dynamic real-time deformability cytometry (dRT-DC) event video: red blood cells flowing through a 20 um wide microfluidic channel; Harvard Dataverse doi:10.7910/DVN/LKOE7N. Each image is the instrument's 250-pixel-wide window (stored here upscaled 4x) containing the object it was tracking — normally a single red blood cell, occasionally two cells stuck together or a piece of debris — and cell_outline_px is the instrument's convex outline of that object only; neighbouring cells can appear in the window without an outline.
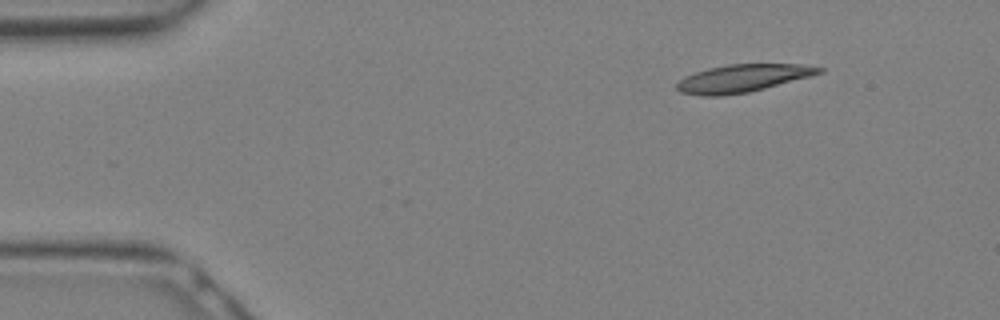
{"species": "Egyptian fruit bat (a non-hibernating species)", "species_latin": "Rousettus aegyptiacus", "temperature_condition": "warm", "stored_images_in_passage": 3, "camera_frame_rate_fps": 3000, "um_per_image_px": 0.085, "animal": {"sex": "female"}, "frame": {"image": 1, "passage_image": 1, "time_ms": 0.0, "image_size_px": [1000, 320], "cell_outline_px": [[824, 72], [764, 88], [748, 92], [724, 96], [704, 96], [680, 92], [676, 88], [676, 84], [684, 76], [708, 68], [728, 64], [804, 64], [824, 68]], "centroid_in_image_um": [63.1, 6.65], "position_along_channel_um": 21.9, "area_um2": 22.83}}